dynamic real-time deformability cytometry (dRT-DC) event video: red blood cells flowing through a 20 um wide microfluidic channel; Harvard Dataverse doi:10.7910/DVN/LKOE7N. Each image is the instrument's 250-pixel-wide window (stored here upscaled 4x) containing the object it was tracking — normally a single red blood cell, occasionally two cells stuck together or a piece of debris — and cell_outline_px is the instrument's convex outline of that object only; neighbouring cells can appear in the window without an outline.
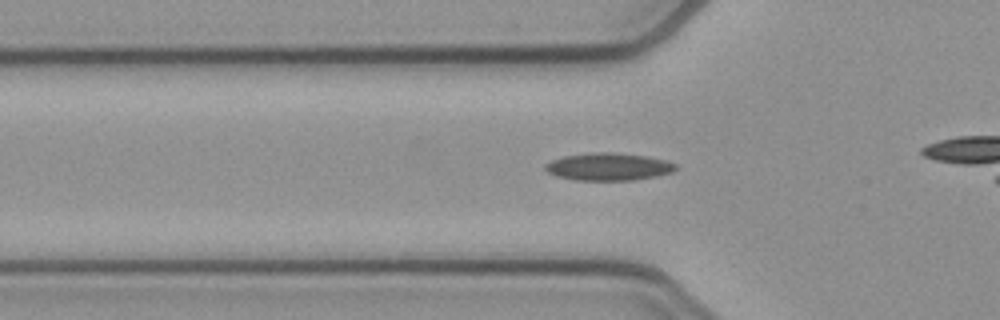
{"species": "common noctule bat (a hibernating species)", "species_latin": "Nyctalus noctula", "temperature_condition": "cold", "stored_images_in_passage": 29, "camera_frame_rate_fps": 3000, "um_per_image_px": 0.085, "animal": {"sex": "female", "body_mass_g": 21.9}, "frame": {"image": 1, "passage_image": 5, "time_ms": 1.333, "image_size_px": [1000, 320], "cell_outline_px": [[676, 168], [672, 172], [656, 176], [632, 180], [572, 180], [556, 176], [548, 172], [544, 168], [544, 164], [552, 160], [564, 156], [592, 152], [612, 152], [648, 156], [668, 160], [676, 164]], "centroid_in_image_um": [51.71, 14.16], "position_along_channel_um": 74.1, "area_um2": 21.04}}
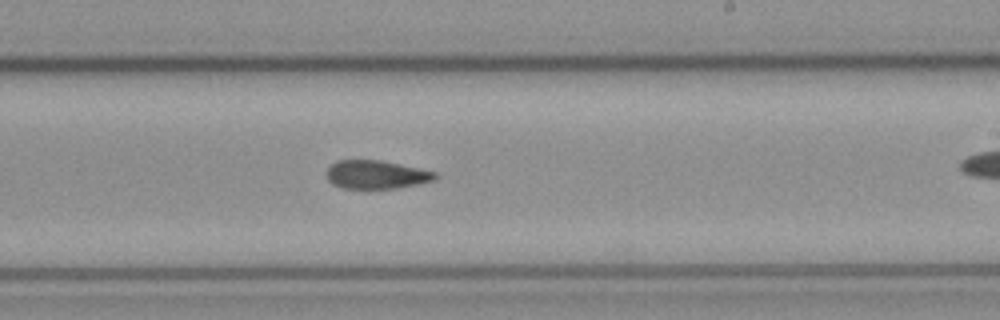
{"frame": {"image": 2, "passage_image": 19, "time_ms": 6.0, "image_size_px": [1000, 320], "cell_outline_px": [[440, 176], [436, 180], [396, 188], [340, 188], [332, 184], [328, 180], [328, 168], [336, 160], [380, 160], [420, 168], [436, 172]], "centroid_in_image_um": [32.01, 14.84], "position_along_channel_um": 257.0, "area_um2": 17.98}}
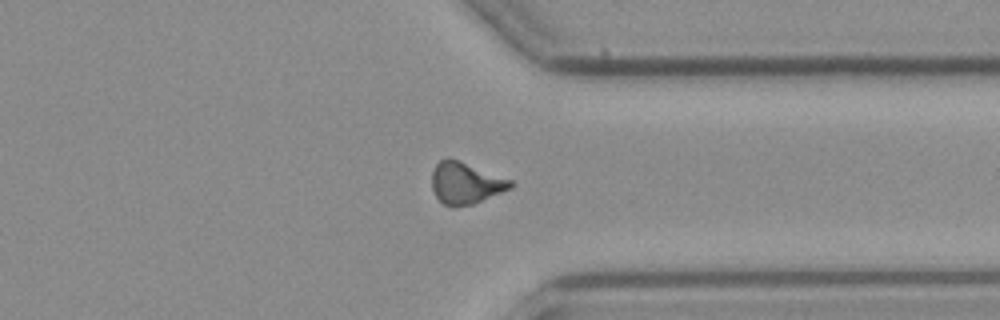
{"frame": {"image": 3, "passage_image": 28, "time_ms": 9.0, "image_size_px": [1000, 320], "cell_outline_px": [[516, 184], [512, 188], [472, 204], [456, 208], [452, 208], [444, 204], [436, 196], [432, 188], [432, 172], [436, 164], [440, 160], [456, 160], [512, 180]], "centroid_in_image_um": [39.58, 15.61], "position_along_channel_um": 371.8, "area_um2": 18.79}}